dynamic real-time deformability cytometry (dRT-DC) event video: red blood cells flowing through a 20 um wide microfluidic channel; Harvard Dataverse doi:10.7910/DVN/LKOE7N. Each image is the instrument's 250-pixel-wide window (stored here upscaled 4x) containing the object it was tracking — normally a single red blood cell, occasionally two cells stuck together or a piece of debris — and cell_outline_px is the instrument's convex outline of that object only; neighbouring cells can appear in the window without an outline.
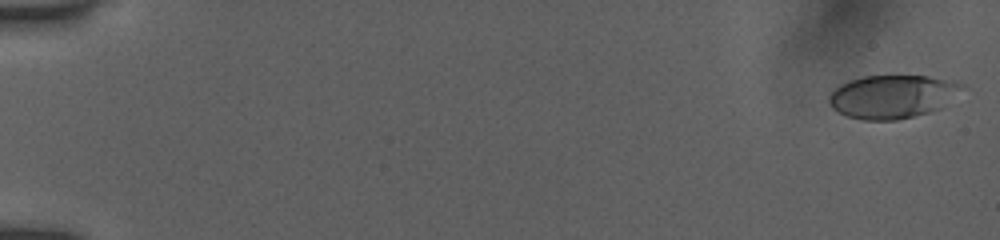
{"species": "human", "species_latin": "Homo sapiens", "temperature_condition": "room temperature", "stored_images_in_passage": 51, "camera_frame_rate_fps": 3000, "um_per_image_px": 0.085, "donor": {"sex": "female"}, "frame": {"image": 1, "passage_image": 1, "time_ms": 0.0, "image_size_px": [1000, 240], "cell_outline_px": [[968, 88], [944, 108], [932, 112], [896, 120], [864, 120], [848, 116], [832, 108], [828, 100], [828, 96], [840, 84], [848, 80], [864, 76], [928, 76], [956, 80], [964, 84]], "centroid_in_image_um": [75.98, 8.2], "position_along_channel_um": 9.0, "area_um2": 34.33}}
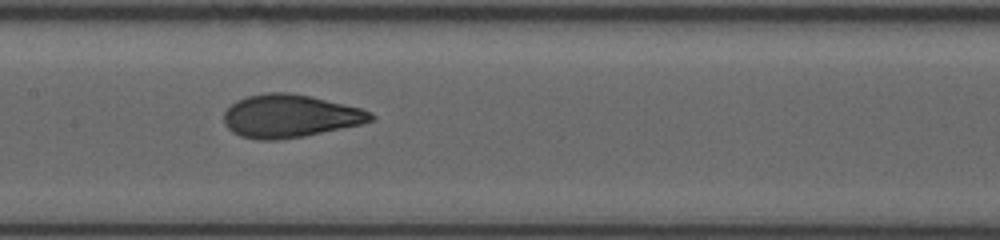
{"frame": {"image": 2, "passage_image": 28, "time_ms": 9.0, "image_size_px": [1000, 240], "cell_outline_px": [[376, 120], [360, 124], [304, 136], [276, 140], [256, 140], [240, 136], [232, 132], [224, 124], [224, 112], [236, 100], [248, 96], [264, 92], [288, 92], [312, 96], [360, 108], [372, 112], [376, 116]], "centroid_in_image_um": [24.64, 9.86], "position_along_channel_um": 182.8, "area_um2": 36.93}}
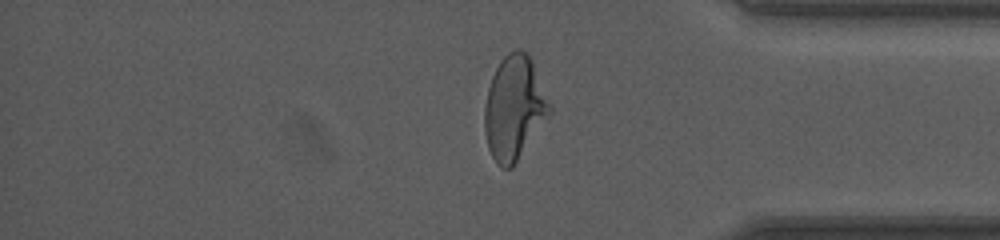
{"frame": {"image": 3, "passage_image": 45, "time_ms": 14.667, "image_size_px": [1000, 240], "cell_outline_px": [[552, 112], [512, 168], [504, 168], [492, 156], [488, 148], [484, 132], [484, 104], [488, 88], [492, 76], [500, 60], [508, 52], [516, 48], [520, 48], [528, 52], [532, 60], [552, 108]], "centroid_in_image_um": [43.7, 9.14], "position_along_channel_um": 391.5, "area_um2": 39.42}}